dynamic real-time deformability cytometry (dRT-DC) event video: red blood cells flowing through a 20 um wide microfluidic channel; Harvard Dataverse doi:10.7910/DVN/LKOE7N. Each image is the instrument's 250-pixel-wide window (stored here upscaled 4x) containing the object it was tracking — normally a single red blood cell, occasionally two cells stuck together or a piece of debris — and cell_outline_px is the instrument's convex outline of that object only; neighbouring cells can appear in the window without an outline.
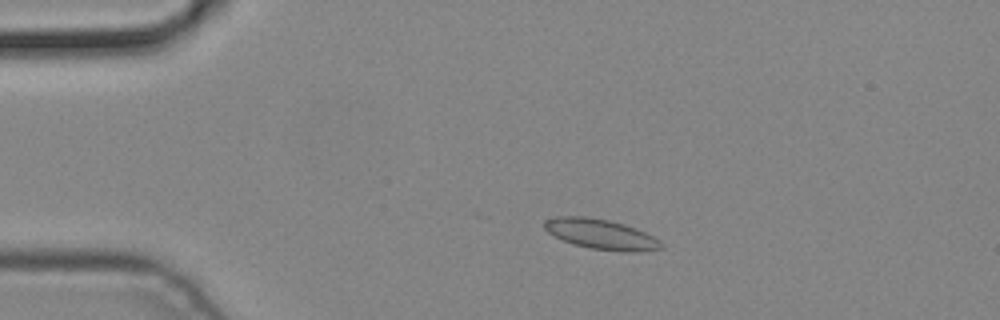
{"species": "common noctule bat (a hibernating species)", "species_latin": "Nyctalus noctula", "temperature_condition": "cold", "stored_images_in_passage": 4, "camera_frame_rate_fps": 3000, "um_per_image_px": 0.085, "animal": {"sex": "male", "body_mass_g": 19.2, "forearm_length_mm": 51.8}, "frame": {"image": 1, "passage_image": 3, "time_ms": 0.667, "image_size_px": [1000, 320], "cell_outline_px": [[664, 248], [592, 248], [572, 244], [548, 232], [544, 228], [544, 220], [556, 216], [584, 216], [608, 220], [624, 224], [636, 228], [660, 240], [664, 244]], "centroid_in_image_um": [50.95, 19.82], "position_along_channel_um": 34.0, "area_um2": 19.25}}